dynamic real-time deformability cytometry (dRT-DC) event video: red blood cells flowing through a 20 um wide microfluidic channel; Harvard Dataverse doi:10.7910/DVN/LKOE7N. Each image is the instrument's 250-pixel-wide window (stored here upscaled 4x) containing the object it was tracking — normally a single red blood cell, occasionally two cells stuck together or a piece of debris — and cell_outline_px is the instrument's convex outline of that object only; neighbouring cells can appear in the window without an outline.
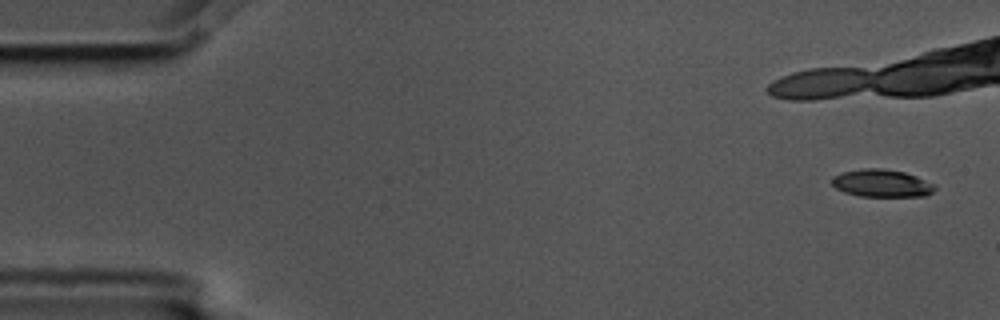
{"species": "common noctule bat (a hibernating species)", "species_latin": "Nyctalus noctula", "temperature_condition": "cold", "stored_images_in_passage": 15, "camera_frame_rate_fps": 3000, "um_per_image_px": 0.085, "animal": {"sex": "male", "body_mass_g": 17.5, "forearm_length_mm": 52.3}, "frame": {"image": 1, "passage_image": 1, "time_ms": 0.0, "image_size_px": [1000, 320], "cell_outline_px": [[936, 188], [932, 192], [924, 196], [860, 196], [844, 192], [836, 188], [832, 184], [832, 176], [840, 172], [860, 168], [880, 168], [904, 172], [916, 176], [936, 184]], "centroid_in_image_um": [74.93, 15.56], "position_along_channel_um": 10.1, "area_um2": 16.65}}